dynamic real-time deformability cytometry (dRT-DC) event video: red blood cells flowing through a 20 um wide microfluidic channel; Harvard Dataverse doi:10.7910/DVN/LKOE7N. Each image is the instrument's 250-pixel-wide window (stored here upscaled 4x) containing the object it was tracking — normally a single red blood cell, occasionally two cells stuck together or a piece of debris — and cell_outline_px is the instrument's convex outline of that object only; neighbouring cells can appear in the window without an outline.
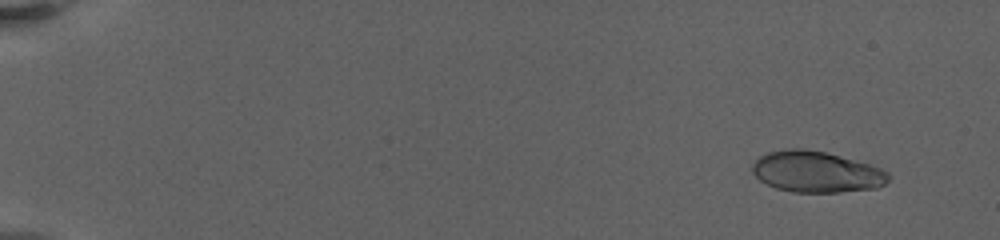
{"species": "human", "species_latin": "Homo sapiens", "temperature_condition": "warm", "stored_images_in_passage": 40, "camera_frame_rate_fps": 3000, "um_per_image_px": 0.085, "donor": {"sex": "female"}, "frame": {"image": 1, "passage_image": 4, "time_ms": 1.667, "image_size_px": [1000, 240], "cell_outline_px": [[892, 176], [884, 184], [876, 188], [840, 192], [792, 192], [776, 188], [760, 180], [752, 172], [752, 164], [760, 156], [768, 152], [784, 148], [804, 148], [824, 152], [840, 156], [868, 164], [880, 168], [888, 172]], "centroid_in_image_um": [69.38, 14.6], "position_along_channel_um": 15.6, "area_um2": 32.6}}
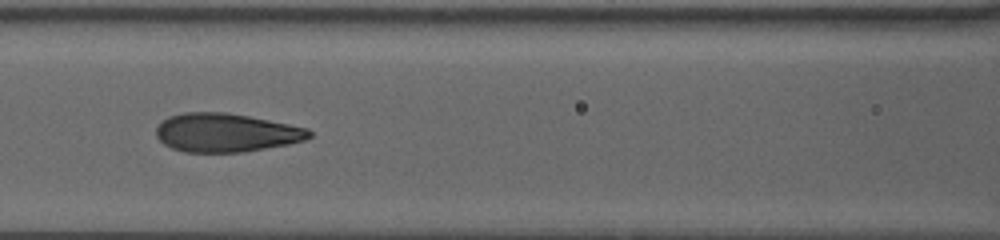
{"frame": {"image": 2, "passage_image": 20, "time_ms": 10.667, "image_size_px": [1000, 240], "cell_outline_px": [[312, 136], [304, 140], [288, 144], [244, 152], [184, 152], [172, 148], [164, 144], [156, 136], [156, 128], [168, 116], [184, 112], [224, 112], [248, 116], [308, 128], [312, 132]], "centroid_in_image_um": [19.2, 11.28], "position_along_channel_um": 147.4, "area_um2": 34.33}}
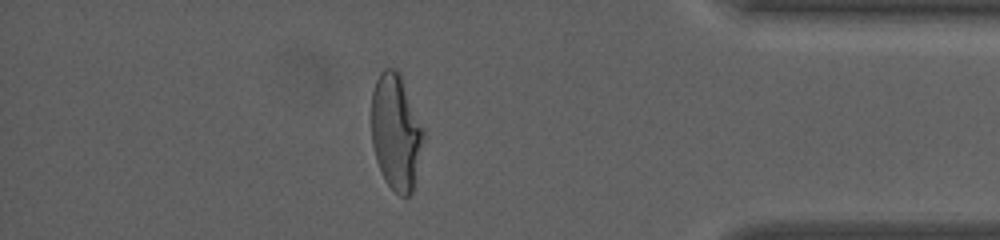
{"frame": {"image": 3, "passage_image": 35, "time_ms": 19.333, "image_size_px": [1000, 240], "cell_outline_px": [[424, 140], [412, 192], [408, 196], [400, 196], [384, 180], [376, 160], [372, 144], [372, 92], [376, 80], [380, 72], [384, 68], [396, 68], [400, 72], [424, 128]], "centroid_in_image_um": [33.66, 11.19], "position_along_channel_um": 401.5, "area_um2": 35.32}, "authors_computed_cell_mechanics": {"area_um2": 33.9286, "velocity_mm_per_s": 3.233, "shape_relaxation_time_tau1_ms": 8.54, "shape_relaxation_time_tau2_ms": null, "deformation_change_tau1": 0.2871, "deformation_change_tau2": null}}